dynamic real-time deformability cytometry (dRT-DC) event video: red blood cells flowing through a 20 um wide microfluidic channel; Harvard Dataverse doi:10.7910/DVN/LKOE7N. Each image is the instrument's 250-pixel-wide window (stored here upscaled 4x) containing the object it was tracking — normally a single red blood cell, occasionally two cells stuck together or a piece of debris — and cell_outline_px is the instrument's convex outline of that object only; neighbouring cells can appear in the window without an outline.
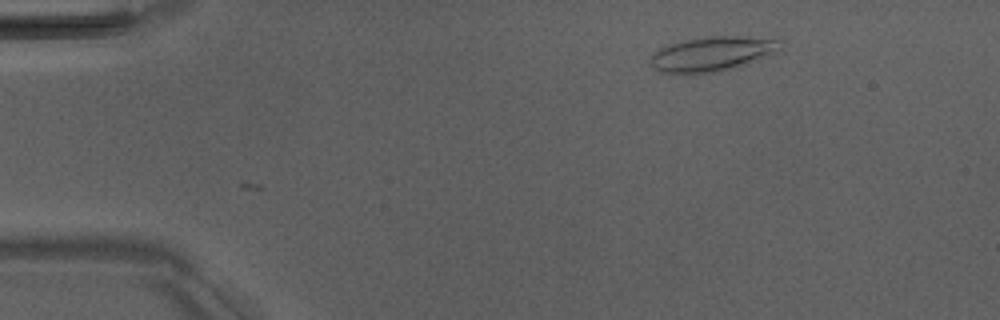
{"species": "Egyptian fruit bat (a non-hibernating species)", "species_latin": "Rousettus aegyptiacus", "temperature_condition": "room temperature", "stored_images_in_passage": 3, "camera_frame_rate_fps": 3000, "um_per_image_px": 0.085, "animal": {"sex": "male"}, "frame": {"image": 1, "passage_image": 3, "time_ms": 2.333, "image_size_px": [1000, 320], "cell_outline_px": [[780, 48], [772, 52], [736, 68], [712, 72], [660, 72], [652, 68], [648, 64], [652, 56], [660, 48], [672, 44], [688, 40], [708, 36], [736, 36], [776, 40]], "centroid_in_image_um": [60.43, 4.58], "position_along_channel_um": 24.6, "area_um2": 25.03}}